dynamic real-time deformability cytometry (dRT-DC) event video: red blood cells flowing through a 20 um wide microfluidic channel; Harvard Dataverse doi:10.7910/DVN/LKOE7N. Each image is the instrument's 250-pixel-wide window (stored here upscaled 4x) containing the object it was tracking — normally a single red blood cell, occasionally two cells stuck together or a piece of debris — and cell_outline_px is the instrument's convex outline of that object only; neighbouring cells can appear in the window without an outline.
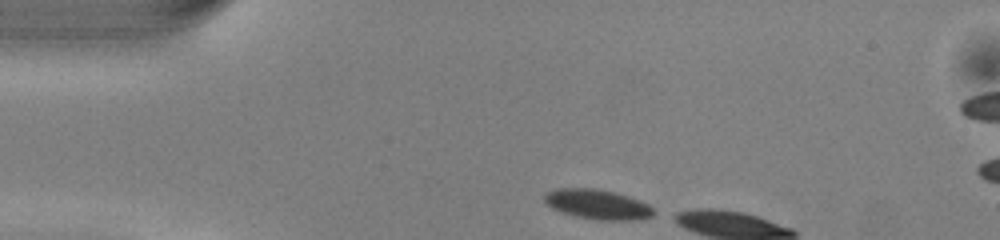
{"species": "common noctule bat (a hibernating species)", "species_latin": "Nyctalus noctula", "temperature_condition": "warm", "stored_images_in_passage": 4, "camera_frame_rate_fps": 3000, "um_per_image_px": 0.085, "animal": {"sex": "male", "body_mass_g": 13.0, "forearm_length_mm": 53.1}, "frame": {"image": 1, "passage_image": 1, "time_ms": 0.0, "image_size_px": [1000, 240], "cell_outline_px": [[660, 212], [652, 216], [632, 220], [600, 220], [576, 216], [552, 208], [544, 200], [544, 196], [548, 192], [556, 188], [596, 188], [616, 192], [640, 200], [648, 204]], "centroid_in_image_um": [50.86, 17.36], "position_along_channel_um": 34.1, "area_um2": 19.02}}